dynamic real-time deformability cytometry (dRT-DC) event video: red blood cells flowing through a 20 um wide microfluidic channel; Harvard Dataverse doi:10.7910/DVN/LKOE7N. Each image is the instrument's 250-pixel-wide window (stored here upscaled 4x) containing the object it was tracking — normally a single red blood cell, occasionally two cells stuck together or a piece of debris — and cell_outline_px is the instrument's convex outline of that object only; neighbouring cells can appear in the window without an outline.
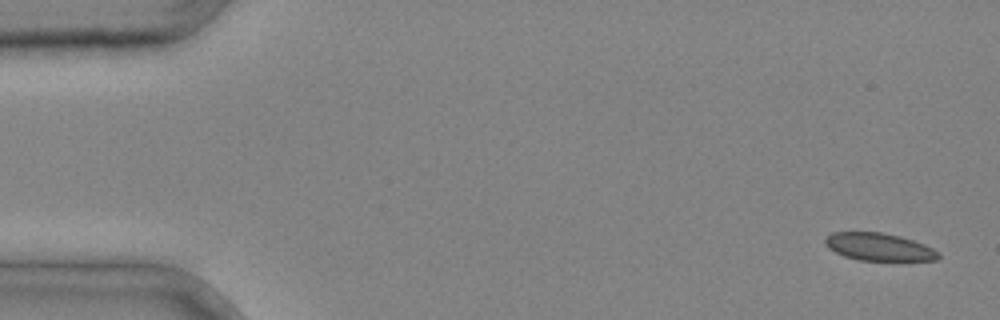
{"species": "common noctule bat (a hibernating species)", "species_latin": "Nyctalus noctula", "temperature_condition": "cold", "stored_images_in_passage": 3, "camera_frame_rate_fps": 3000, "um_per_image_px": 0.085, "animal": {"sex": "male", "body_mass_g": 20.4}, "frame": {"image": 1, "passage_image": 1, "time_ms": 0.0, "image_size_px": [1000, 320], "cell_outline_px": [[940, 256], [936, 260], [856, 260], [844, 256], [828, 248], [824, 244], [824, 240], [832, 232], [880, 232], [900, 236], [924, 244], [940, 252]], "centroid_in_image_um": [74.69, 20.98], "position_along_channel_um": 10.3, "area_um2": 18.15}}